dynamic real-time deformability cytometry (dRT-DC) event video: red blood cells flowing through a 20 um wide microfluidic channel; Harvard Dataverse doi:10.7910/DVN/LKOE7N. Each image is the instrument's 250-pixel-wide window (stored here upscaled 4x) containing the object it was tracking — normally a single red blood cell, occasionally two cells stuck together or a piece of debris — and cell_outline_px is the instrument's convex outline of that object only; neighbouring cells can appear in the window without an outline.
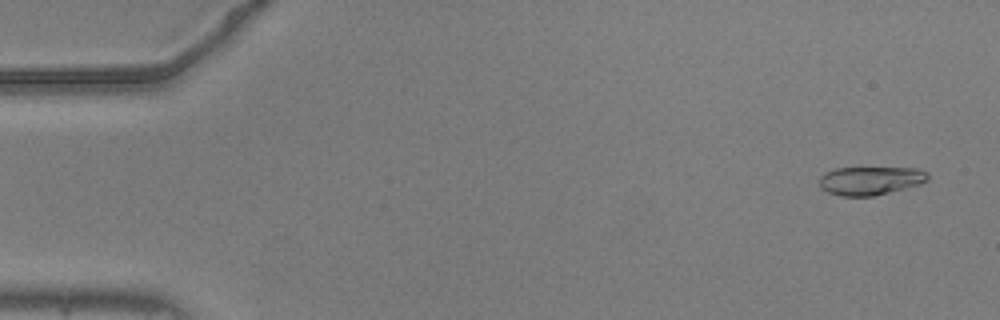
{"species": "common noctule bat (a hibernating species)", "species_latin": "Nyctalus noctula", "temperature_condition": "warm", "stored_images_in_passage": 55, "camera_frame_rate_fps": 3000, "um_per_image_px": 0.085, "animal": {"sex": "male", "body_mass_g": 20.5, "forearm_length_mm": 52.5}, "frame": {"image": 1, "passage_image": 3, "time_ms": 0.667, "image_size_px": [1000, 320], "cell_outline_px": [[928, 180], [920, 184], [872, 196], [840, 196], [828, 192], [820, 188], [820, 176], [824, 172], [836, 168], [916, 168], [928, 172]], "centroid_in_image_um": [73.96, 15.35], "position_along_channel_um": 11.0, "area_um2": 17.92}}
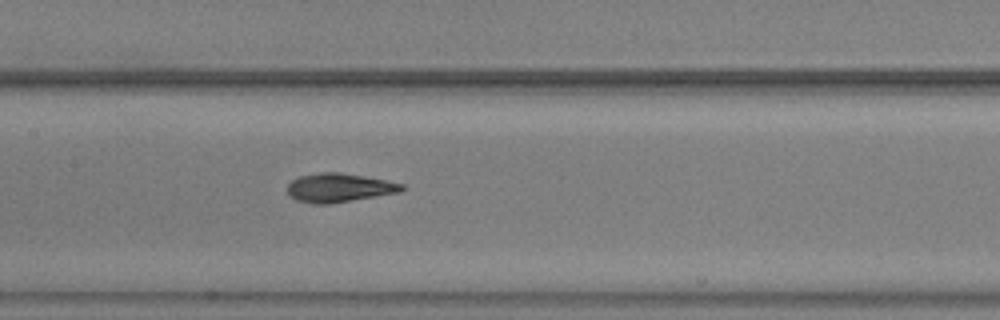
{"frame": {"image": 2, "passage_image": 27, "time_ms": 8.667, "image_size_px": [1000, 320], "cell_outline_px": [[404, 188], [400, 192], [328, 204], [312, 204], [296, 200], [288, 196], [288, 184], [292, 180], [300, 176], [320, 172], [340, 172], [364, 176], [404, 184]], "centroid_in_image_um": [28.78, 15.96], "position_along_channel_um": 178.6, "area_um2": 19.13}}
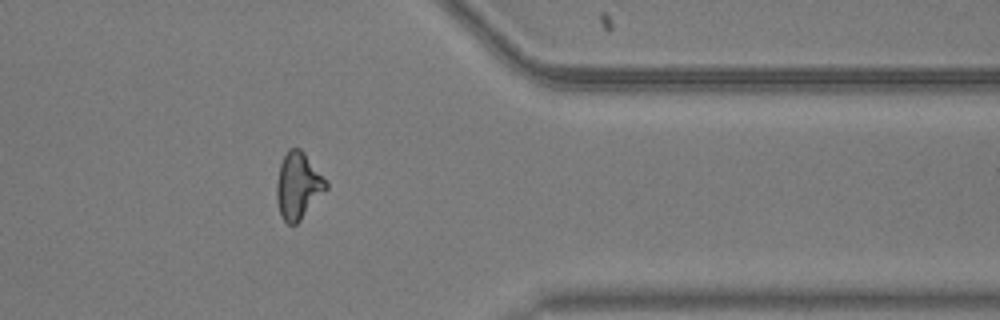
{"frame": {"image": 3, "passage_image": 45, "time_ms": 14.667, "image_size_px": [1000, 320], "cell_outline_px": [[328, 188], [300, 220], [296, 224], [288, 224], [284, 220], [280, 212], [276, 200], [276, 184], [280, 164], [288, 148], [300, 148], [304, 152], [328, 184]], "centroid_in_image_um": [25.32, 15.78], "position_along_channel_um": 386.1, "area_um2": 18.9}, "authors_computed_cell_mechanics": {"area_um2": 18.9006, "velocity_mm_per_s": 3.6903, "shape_relaxation_time_tau1_ms": 3.7117, "shape_relaxation_time_tau2_ms": 2.0177, "deformation_change_tau1": 0.1718, "deformation_change_tau2": 0.089}}